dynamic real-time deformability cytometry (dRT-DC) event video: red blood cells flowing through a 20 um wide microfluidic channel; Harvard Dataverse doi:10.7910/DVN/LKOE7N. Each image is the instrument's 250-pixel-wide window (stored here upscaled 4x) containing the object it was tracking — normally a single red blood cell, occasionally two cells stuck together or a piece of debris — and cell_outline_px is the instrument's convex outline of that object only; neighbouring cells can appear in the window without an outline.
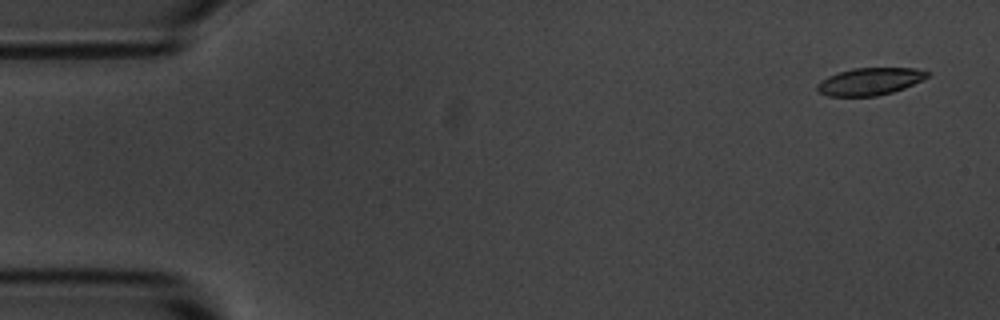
{"species": "common noctule bat (a hibernating species)", "species_latin": "Nyctalus noctula", "temperature_condition": "room temperature", "stored_images_in_passage": 5, "camera_frame_rate_fps": 3000, "um_per_image_px": 0.085, "animal": {"sex": "male", "body_mass_g": 20.1, "forearm_length_mm": 53.5}, "frame": {"image": 1, "passage_image": 1, "time_ms": 0.0, "image_size_px": [1000, 320], "cell_outline_px": [[928, 76], [904, 88], [892, 92], [876, 96], [828, 96], [820, 92], [816, 88], [816, 84], [820, 80], [828, 76], [852, 68], [916, 68], [928, 72]], "centroid_in_image_um": [73.89, 6.92], "position_along_channel_um": 11.1, "area_um2": 17.34}}
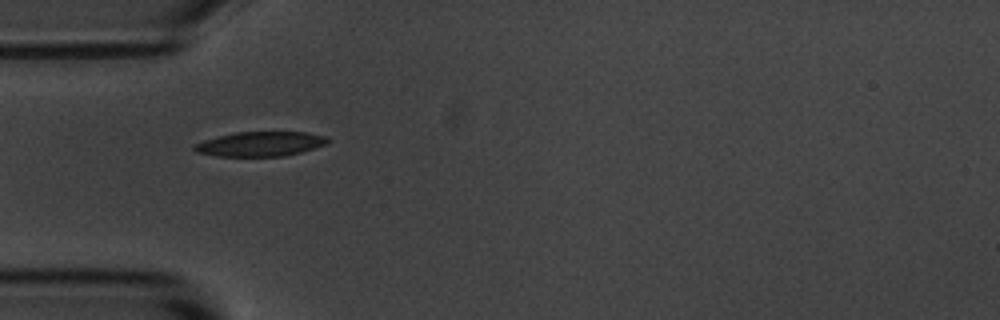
{"frame": {"image": 2, "passage_image": 5, "time_ms": 4.667, "image_size_px": [1000, 320], "cell_outline_px": [[328, 140], [324, 144], [300, 152], [284, 156], [216, 156], [196, 152], [192, 148], [192, 144], [204, 140], [236, 132], [308, 132], [328, 136]], "centroid_in_image_um": [22.09, 12.23], "position_along_channel_um": 62.9, "area_um2": 19.02}}